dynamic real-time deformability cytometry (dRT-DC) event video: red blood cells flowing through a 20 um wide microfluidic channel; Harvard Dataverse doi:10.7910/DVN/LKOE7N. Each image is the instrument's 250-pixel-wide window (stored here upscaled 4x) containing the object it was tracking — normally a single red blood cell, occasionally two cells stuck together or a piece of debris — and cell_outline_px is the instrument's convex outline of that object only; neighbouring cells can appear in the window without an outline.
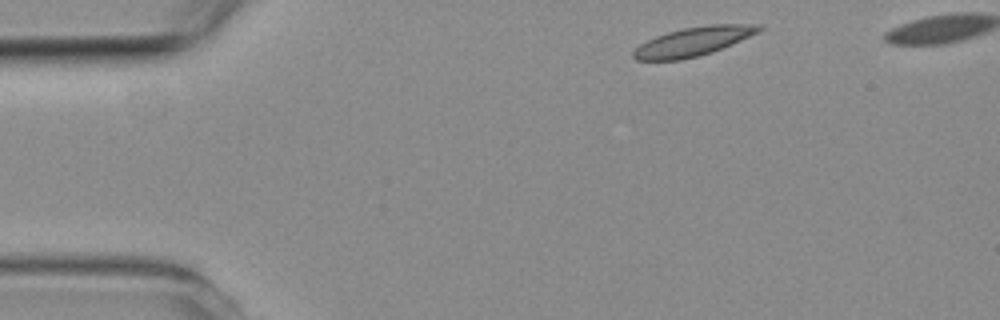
{"species": "common noctule bat (a hibernating species)", "species_latin": "Nyctalus noctula", "temperature_condition": "room temperature", "stored_images_in_passage": 4, "camera_frame_rate_fps": 3000, "um_per_image_px": 0.085, "animal": {"sex": "female", "body_mass_g": 19.3, "forearm_length_mm": 54.1}, "frame": {"image": 1, "passage_image": 1, "time_ms": 0.0, "image_size_px": [1000, 320], "cell_outline_px": [[764, 28], [760, 32], [732, 44], [712, 52], [700, 56], [680, 60], [636, 60], [632, 56], [632, 52], [640, 44], [656, 36], [668, 32], [684, 28], [708, 24], [764, 24]], "centroid_in_image_um": [58.98, 3.52], "position_along_channel_um": 26.0, "area_um2": 21.27}}